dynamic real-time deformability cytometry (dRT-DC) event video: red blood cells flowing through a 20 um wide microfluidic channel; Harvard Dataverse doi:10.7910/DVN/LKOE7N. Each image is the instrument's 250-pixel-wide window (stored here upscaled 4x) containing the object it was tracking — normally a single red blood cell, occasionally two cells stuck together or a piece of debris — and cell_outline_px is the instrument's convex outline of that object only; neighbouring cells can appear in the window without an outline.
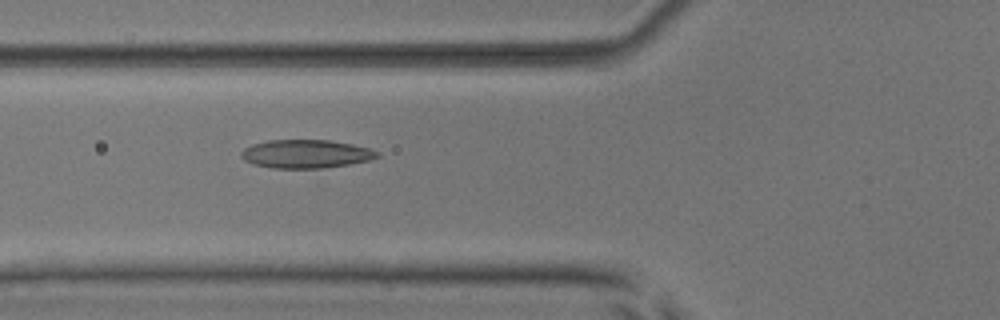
{"species": "common noctule bat (a hibernating species)", "species_latin": "Nyctalus noctula", "temperature_condition": "room temperature", "stored_images_in_passage": 40, "camera_frame_rate_fps": 3000, "um_per_image_px": 0.085, "animal": {"sex": "male", "body_mass_g": 17.9, "forearm_length_mm": 54.2}, "frame": {"image": 1, "passage_image": 8, "time_ms": 2.333, "image_size_px": [1000, 320], "cell_outline_px": [[380, 156], [368, 160], [348, 164], [324, 168], [272, 168], [252, 164], [244, 160], [240, 156], [240, 152], [244, 148], [252, 144], [268, 140], [328, 140], [352, 144], [368, 148], [380, 152]], "centroid_in_image_um": [25.97, 13.08], "position_along_channel_um": 99.8, "area_um2": 22.54}}
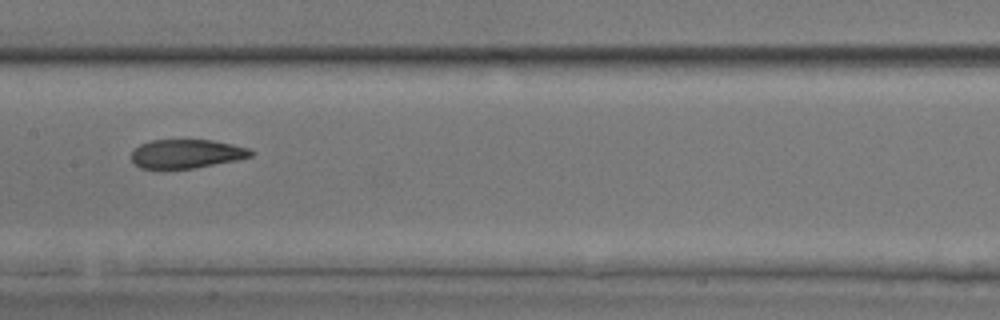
{"frame": {"image": 2, "passage_image": 15, "time_ms": 4.667, "image_size_px": [1000, 320], "cell_outline_px": [[256, 152], [252, 156], [240, 160], [196, 168], [164, 172], [140, 168], [132, 160], [132, 152], [140, 144], [152, 140], [212, 140], [232, 144], [248, 148]], "centroid_in_image_um": [15.85, 13.12], "position_along_channel_um": 191.5, "area_um2": 20.92}}
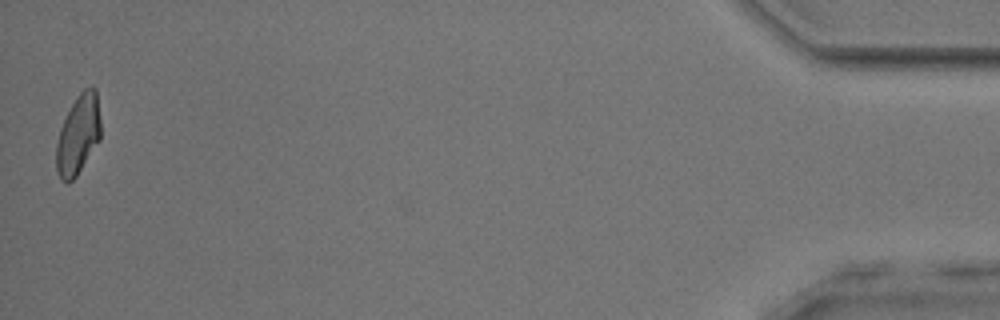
{"frame": {"image": 3, "passage_image": 40, "time_ms": 13.0, "image_size_px": [1000, 320], "cell_outline_px": [[100, 140], [76, 176], [68, 184], [60, 180], [56, 172], [56, 144], [60, 128], [72, 104], [80, 92], [84, 88], [92, 84], [96, 88], [100, 120]], "centroid_in_image_um": [6.64, 11.46], "position_along_channel_um": 428.6, "area_um2": 20.69}, "authors_computed_cell_mechanics": {"area_um2": 21.2415, "velocity_mm_per_s": 3.939, "shape_relaxation_time_tau1_ms": 8.688, "shape_relaxation_time_tau2_ms": 2.6349, "deformation_change_tau1": 0.2132, "deformation_change_tau2": 0.0946}}